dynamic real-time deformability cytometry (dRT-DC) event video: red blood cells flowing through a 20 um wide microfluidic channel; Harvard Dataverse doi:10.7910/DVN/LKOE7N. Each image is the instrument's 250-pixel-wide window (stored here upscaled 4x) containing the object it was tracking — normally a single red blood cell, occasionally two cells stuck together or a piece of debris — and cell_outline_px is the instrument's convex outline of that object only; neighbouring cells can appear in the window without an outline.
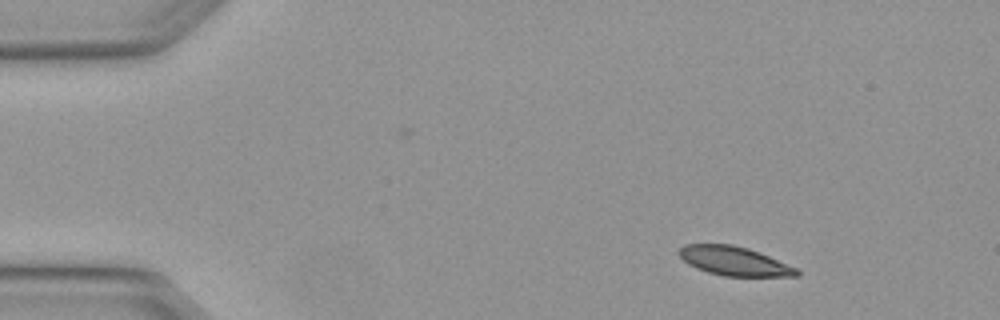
{"species": "Egyptian fruit bat (a non-hibernating species)", "species_latin": "Rousettus aegyptiacus", "temperature_condition": "warm", "stored_images_in_passage": 3, "camera_frame_rate_fps": 3000, "um_per_image_px": 0.085, "animal": {"sex": "female"}, "frame": {"image": 1, "passage_image": 1, "time_ms": 0.0, "image_size_px": [1000, 320], "cell_outline_px": [[800, 276], [724, 276], [708, 272], [696, 268], [688, 264], [676, 252], [684, 244], [732, 244], [748, 248], [800, 268]], "centroid_in_image_um": [62.44, 22.19], "position_along_channel_um": 22.6, "area_um2": 20.06}}